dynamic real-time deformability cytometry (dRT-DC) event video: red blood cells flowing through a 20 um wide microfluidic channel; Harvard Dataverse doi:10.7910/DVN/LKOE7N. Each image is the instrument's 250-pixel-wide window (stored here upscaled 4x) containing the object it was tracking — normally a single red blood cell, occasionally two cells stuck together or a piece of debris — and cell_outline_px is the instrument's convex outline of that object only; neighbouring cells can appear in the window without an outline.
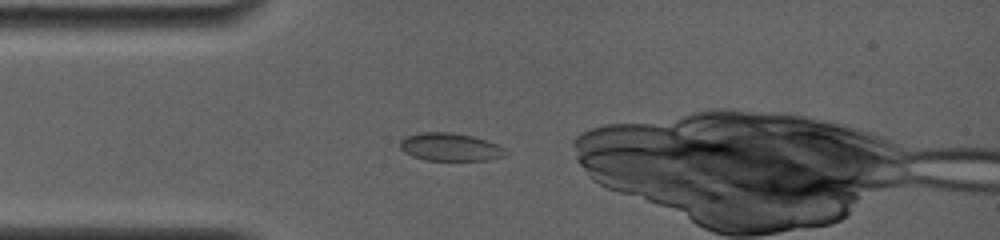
{"species": "common noctule bat (a hibernating species)", "species_latin": "Nyctalus noctula", "temperature_condition": "room temperature", "stored_images_in_passage": 1, "camera_frame_rate_fps": 4000, "um_per_image_px": 0.085, "animal": {"sex": "female", "body_mass_g": 19.0, "forearm_length_mm": 56.7}, "frame": {"image": 1, "passage_image": 1, "time_ms": 0.0, "image_size_px": [1000, 240], "cell_outline_px": [[508, 152], [504, 156], [488, 160], [424, 160], [412, 156], [404, 152], [400, 148], [400, 140], [404, 136], [420, 132], [452, 132], [472, 136], [488, 140], [504, 148]], "centroid_in_image_um": [38.24, 12.49], "position_along_channel_um": 46.8, "area_um2": 17.34}}